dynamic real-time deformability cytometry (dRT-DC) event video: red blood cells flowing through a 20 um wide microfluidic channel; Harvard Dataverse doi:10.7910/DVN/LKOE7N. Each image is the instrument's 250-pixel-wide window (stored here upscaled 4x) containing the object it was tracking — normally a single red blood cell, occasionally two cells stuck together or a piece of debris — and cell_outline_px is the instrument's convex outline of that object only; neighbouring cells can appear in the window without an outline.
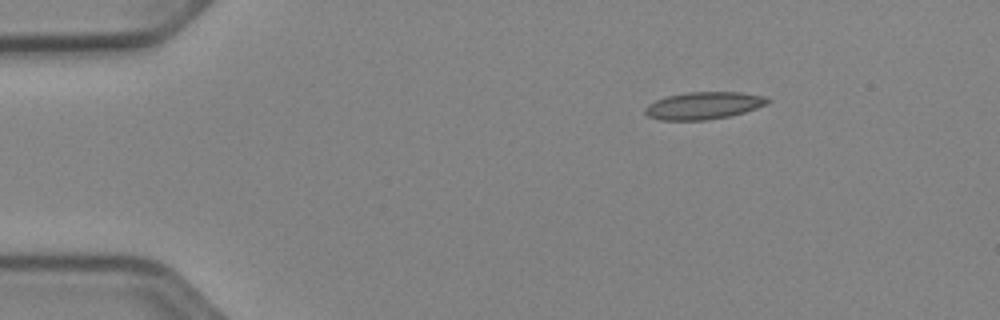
{"species": "Egyptian fruit bat (a non-hibernating species)", "species_latin": "Rousettus aegyptiacus", "temperature_condition": "cold", "stored_images_in_passage": 45, "camera_frame_rate_fps": 3000, "um_per_image_px": 0.085, "animal": {"sex": "female"}, "frame": {"image": 1, "passage_image": 1, "time_ms": 0.0, "image_size_px": [1000, 320], "cell_outline_px": [[772, 100], [768, 104], [744, 112], [728, 116], [708, 120], [660, 120], [648, 116], [644, 112], [644, 108], [648, 104], [656, 100], [668, 96], [688, 92], [740, 92], [764, 96]], "centroid_in_image_um": [59.81, 8.97], "position_along_channel_um": 25.2, "area_um2": 19.48}}
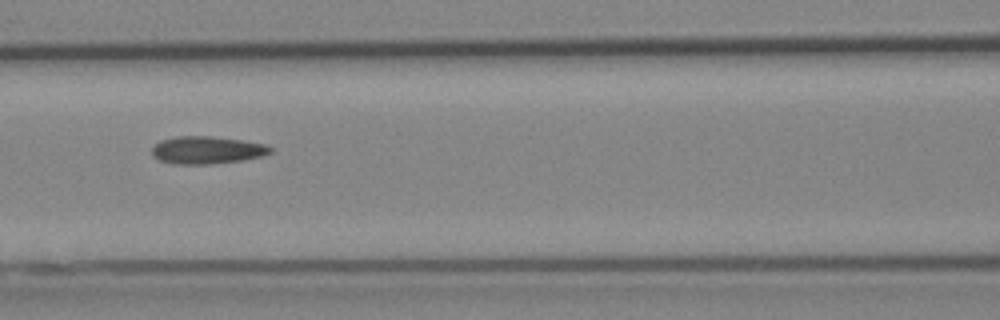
{"frame": {"image": 2, "passage_image": 16, "time_ms": 5.0, "image_size_px": [1000, 320], "cell_outline_px": [[272, 152], [264, 156], [240, 160], [208, 164], [176, 164], [160, 160], [152, 156], [152, 148], [160, 140], [176, 136], [212, 136], [244, 140], [268, 144], [272, 148]], "centroid_in_image_um": [17.62, 12.74], "position_along_channel_um": 149.0, "area_um2": 19.13}}
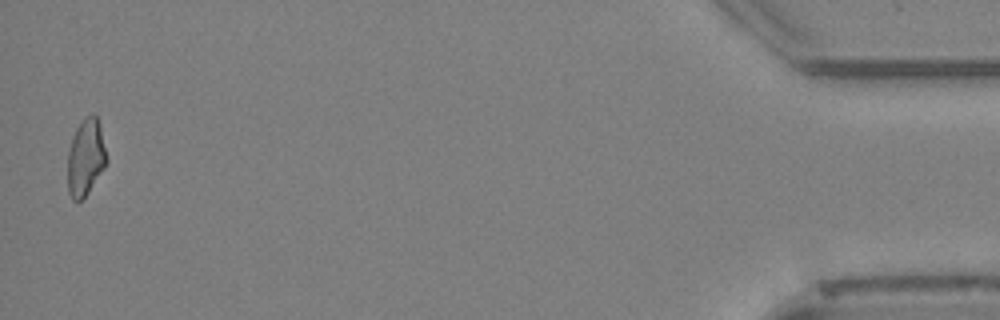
{"frame": {"image": 3, "passage_image": 44, "time_ms": 14.333, "image_size_px": [1000, 320], "cell_outline_px": [[108, 160], [104, 168], [88, 192], [80, 200], [72, 200], [68, 192], [68, 152], [72, 136], [76, 128], [84, 116], [92, 112], [96, 116], [100, 124]], "centroid_in_image_um": [7.29, 13.33], "position_along_channel_um": 427.9, "area_um2": 17.51}, "authors_computed_cell_mechanics": {"area_um2": 18.4382, "velocity_mm_per_s": 3.9483, "shape_relaxation_time_tau1_ms": null, "shape_relaxation_time_tau2_ms": 4.9489, "deformation_change_tau1": null, "deformation_change_tau2": 0.1439}}